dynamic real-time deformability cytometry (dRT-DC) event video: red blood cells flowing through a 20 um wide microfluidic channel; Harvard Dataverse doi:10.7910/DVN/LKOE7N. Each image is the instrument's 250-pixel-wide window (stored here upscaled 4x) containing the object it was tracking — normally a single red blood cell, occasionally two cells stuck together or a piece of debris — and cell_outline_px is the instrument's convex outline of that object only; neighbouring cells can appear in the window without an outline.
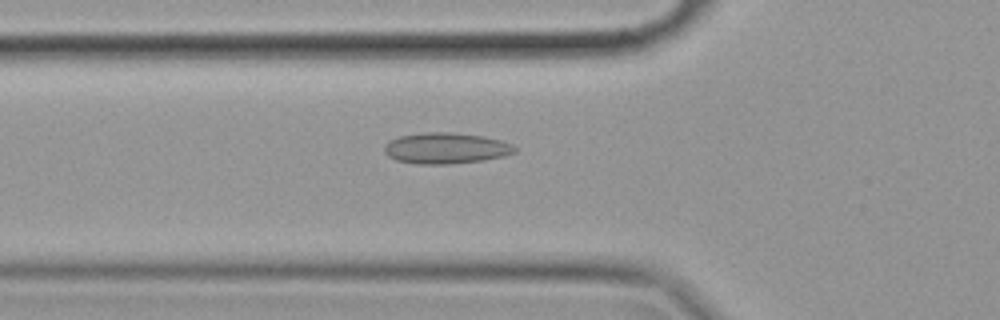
{"species": "common noctule bat (a hibernating species)", "species_latin": "Nyctalus noctula", "temperature_condition": "cold", "stored_images_in_passage": 56, "camera_frame_rate_fps": 3000, "um_per_image_px": 0.085, "animal": {"sex": "female", "body_mass_g": 19.9}, "frame": {"image": 1, "passage_image": 19, "time_ms": 6.0, "image_size_px": [1000, 320], "cell_outline_px": [[516, 152], [504, 156], [484, 160], [448, 164], [416, 164], [396, 160], [388, 156], [384, 152], [384, 148], [388, 140], [400, 136], [424, 132], [452, 132], [484, 136], [500, 140], [512, 144], [516, 148]], "centroid_in_image_um": [37.89, 12.59], "position_along_channel_um": 87.9, "area_um2": 23.7}}
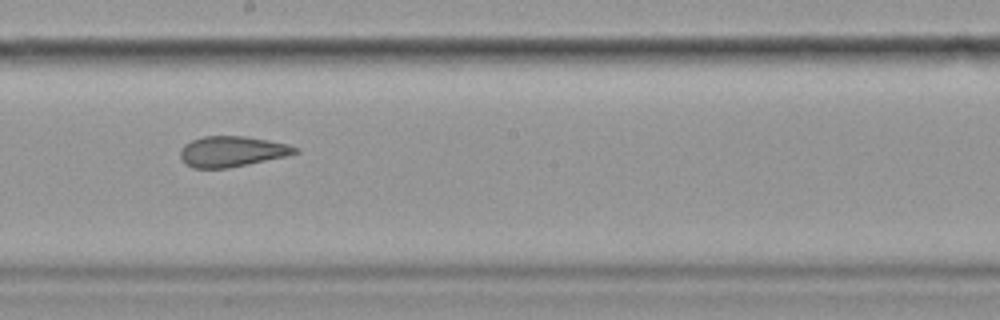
{"frame": {"image": 2, "passage_image": 31, "time_ms": 10.0, "image_size_px": [1000, 320], "cell_outline_px": [[300, 152], [288, 156], [228, 168], [192, 168], [184, 164], [180, 156], [180, 148], [184, 144], [192, 140], [204, 136], [244, 136], [268, 140], [288, 144], [296, 148]], "centroid_in_image_um": [19.69, 12.88], "position_along_channel_um": 228.5, "area_um2": 20.58}}
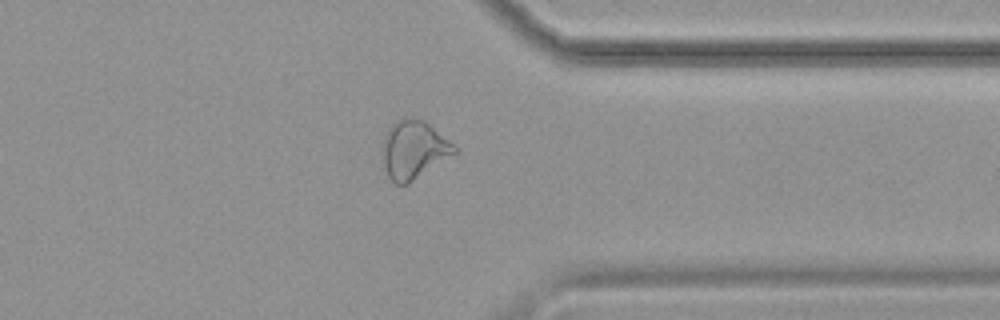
{"frame": {"image": 3, "passage_image": 44, "time_ms": 14.333, "image_size_px": [1000, 320], "cell_outline_px": [[456, 152], [408, 184], [396, 184], [388, 176], [384, 164], [380, 148], [384, 136], [388, 128], [396, 120], [424, 120], [448, 140], [456, 148]], "centroid_in_image_um": [35.11, 12.75], "position_along_channel_um": 376.3, "area_um2": 23.81}, "authors_computed_cell_mechanics": {"area_um2": 23.9003, "velocity_mm_per_s": 3.5135, "shape_relaxation_time_tau1_ms": null, "shape_relaxation_time_tau2_ms": 2.3812, "deformation_change_tau1": null, "deformation_change_tau2": 0.0943}}